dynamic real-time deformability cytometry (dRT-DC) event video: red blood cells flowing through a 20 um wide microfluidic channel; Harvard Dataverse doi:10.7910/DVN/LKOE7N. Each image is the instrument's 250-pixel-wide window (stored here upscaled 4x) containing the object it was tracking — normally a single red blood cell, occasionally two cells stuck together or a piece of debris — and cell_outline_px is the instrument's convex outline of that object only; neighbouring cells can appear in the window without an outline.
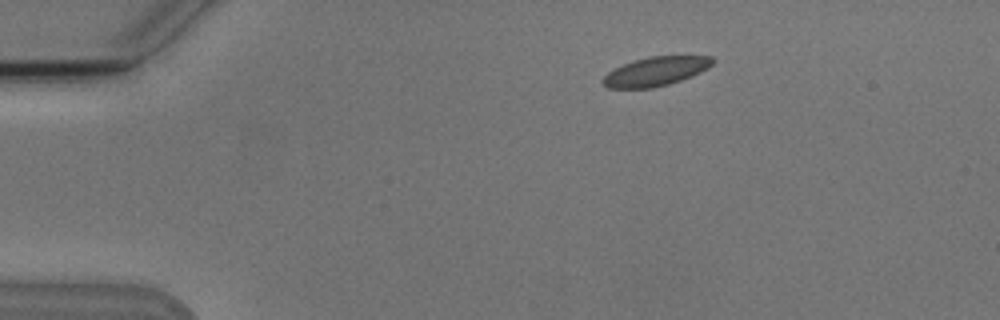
{"species": "Egyptian fruit bat (a non-hibernating species)", "species_latin": "Rousettus aegyptiacus", "temperature_condition": "cold", "stored_images_in_passage": 3, "camera_frame_rate_fps": 3000, "um_per_image_px": 0.085, "animal": {"sex": "male"}, "frame": {"image": 1, "passage_image": 2, "time_ms": 1.333, "image_size_px": [1000, 320], "cell_outline_px": [[716, 60], [708, 68], [692, 76], [668, 84], [652, 88], [608, 88], [600, 80], [608, 72], [624, 64], [648, 56], [712, 56]], "centroid_in_image_um": [55.75, 6.06], "position_along_channel_um": 29.2, "area_um2": 18.44}}